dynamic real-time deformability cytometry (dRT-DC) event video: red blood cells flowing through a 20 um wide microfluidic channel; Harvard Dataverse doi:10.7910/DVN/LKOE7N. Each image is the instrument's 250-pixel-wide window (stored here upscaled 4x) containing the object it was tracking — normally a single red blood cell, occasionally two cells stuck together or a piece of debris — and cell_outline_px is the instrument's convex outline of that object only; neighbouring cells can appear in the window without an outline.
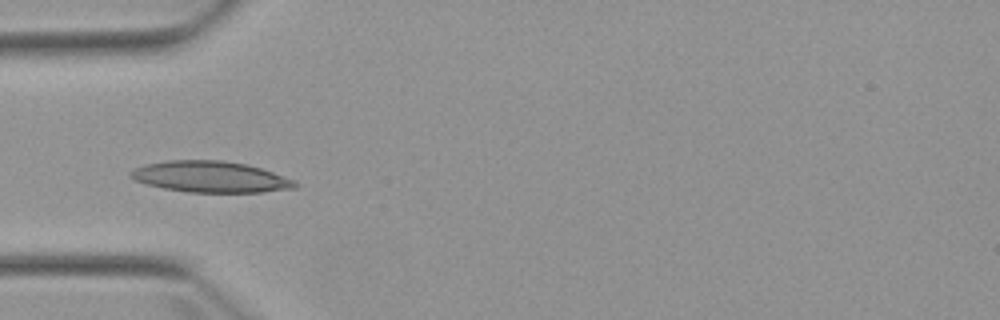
{"species": "Egyptian fruit bat (a non-hibernating species)", "species_latin": "Rousettus aegyptiacus", "temperature_condition": "warm", "stored_images_in_passage": 7, "camera_frame_rate_fps": 3000, "um_per_image_px": 0.085, "animal": {"sex": "female"}, "frame": {"image": 1, "passage_image": 5, "time_ms": 4.667, "image_size_px": [1000, 320], "cell_outline_px": [[300, 184], [296, 188], [260, 192], [188, 192], [164, 188], [144, 184], [128, 176], [128, 172], [144, 164], [168, 160], [224, 160], [244, 164], [260, 168], [272, 172], [292, 180]], "centroid_in_image_um": [17.84, 15.03], "position_along_channel_um": 67.2, "area_um2": 29.77}}
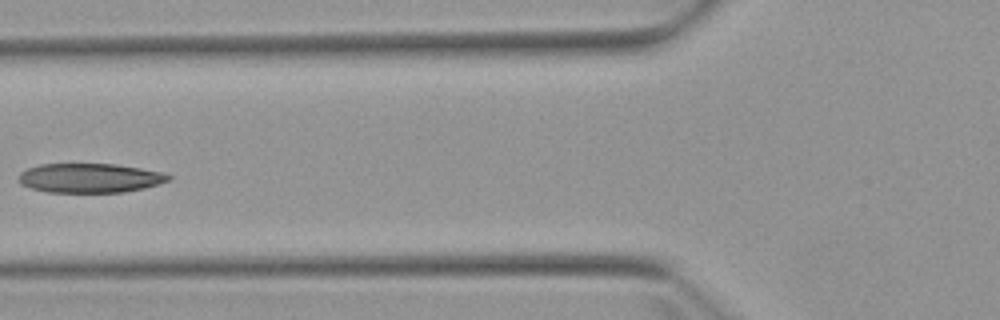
{"frame": {"image": 2, "passage_image": 6, "time_ms": 6.0, "image_size_px": [1000, 320], "cell_outline_px": [[172, 180], [144, 188], [124, 192], [48, 192], [32, 188], [20, 184], [16, 180], [20, 172], [28, 168], [40, 164], [116, 164], [164, 172], [172, 176]], "centroid_in_image_um": [7.64, 15.13], "position_along_channel_um": 118.2, "area_um2": 25.78}}
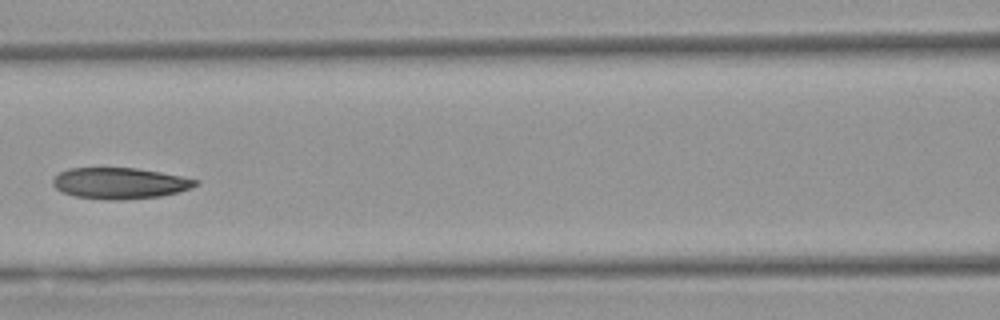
{"frame": {"image": 3, "passage_image": 7, "time_ms": 7.0, "image_size_px": [1000, 320], "cell_outline_px": [[200, 184], [176, 192], [160, 196], [116, 200], [112, 200], [76, 196], [60, 192], [52, 184], [52, 180], [60, 172], [68, 168], [136, 168], [160, 172], [200, 180]], "centroid_in_image_um": [10.16, 15.56], "position_along_channel_um": 156.4, "area_um2": 25.66}}